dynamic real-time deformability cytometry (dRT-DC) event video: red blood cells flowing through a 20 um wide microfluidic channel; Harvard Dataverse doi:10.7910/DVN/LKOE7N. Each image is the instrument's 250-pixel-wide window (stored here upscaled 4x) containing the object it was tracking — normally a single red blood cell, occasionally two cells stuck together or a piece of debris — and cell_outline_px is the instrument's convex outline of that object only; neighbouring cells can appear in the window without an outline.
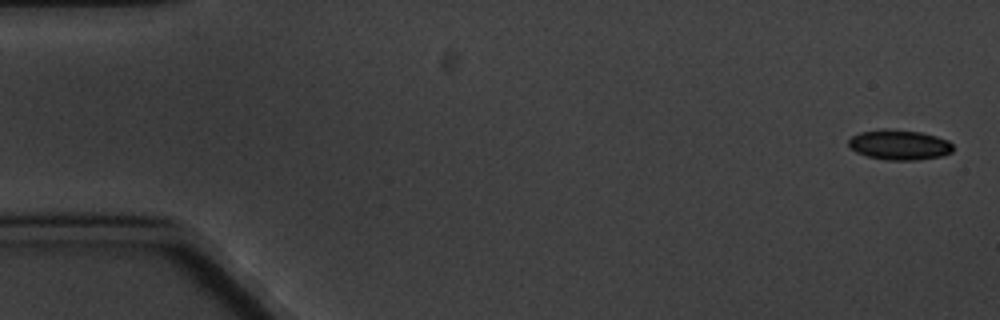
{"species": "common noctule bat (a hibernating species)", "species_latin": "Nyctalus noctula", "temperature_condition": "cold", "stored_images_in_passage": 6, "segment_of_instrument_passage": [1, 2], "camera_frame_rate_fps": 3000, "um_per_image_px": 0.085, "animal": {"sex": "male", "body_mass_g": 20.1, "forearm_length_mm": 53.5}, "frame": {"image": 1, "passage_image": 1, "time_ms": 0.0, "image_size_px": [1000, 320], "cell_outline_px": [[952, 152], [944, 156], [916, 160], [884, 160], [868, 156], [856, 152], [848, 144], [848, 140], [852, 136], [860, 132], [920, 132], [936, 136], [948, 140], [952, 144]], "centroid_in_image_um": [76.5, 12.37], "position_along_channel_um": 8.5, "area_um2": 17.51}}
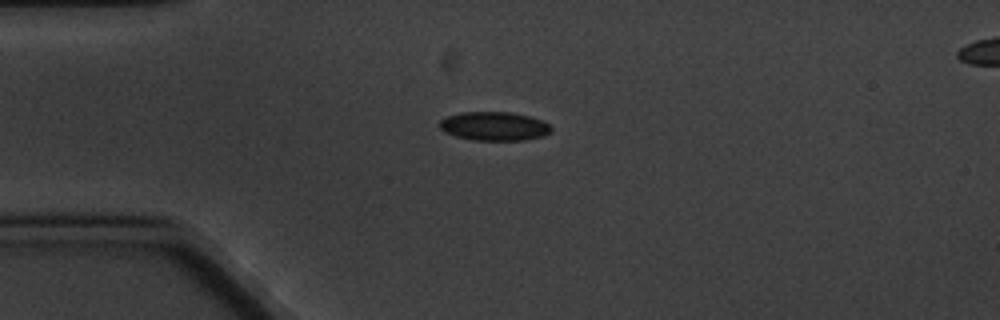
{"frame": {"image": 2, "passage_image": 4, "time_ms": 4.333, "image_size_px": [1000, 320], "cell_outline_px": [[552, 132], [544, 136], [524, 140], [472, 140], [456, 136], [444, 132], [440, 128], [440, 120], [448, 116], [460, 112], [508, 112], [528, 116], [544, 120], [552, 128]], "centroid_in_image_um": [42.03, 10.73], "position_along_channel_um": 43.0, "area_um2": 18.79}}